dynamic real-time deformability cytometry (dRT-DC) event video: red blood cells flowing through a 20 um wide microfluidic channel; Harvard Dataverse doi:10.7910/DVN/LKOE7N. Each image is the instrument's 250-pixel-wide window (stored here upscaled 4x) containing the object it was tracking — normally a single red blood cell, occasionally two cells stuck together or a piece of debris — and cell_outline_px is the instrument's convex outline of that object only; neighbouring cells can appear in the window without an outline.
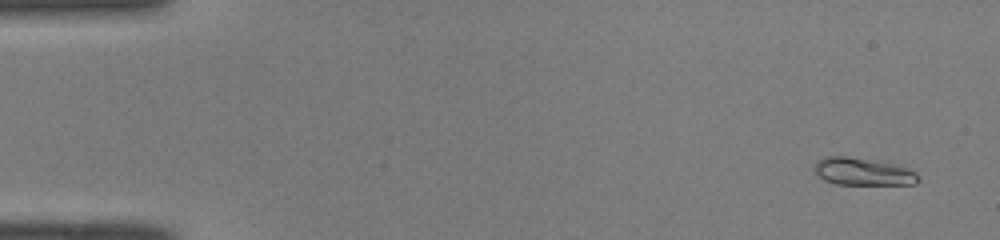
{"species": "common noctule bat (a hibernating species)", "species_latin": "Nyctalus noctula", "temperature_condition": "room temperature", "stored_images_in_passage": 50, "camera_frame_rate_fps": 3000, "um_per_image_px": 0.085, "animal": {"sex": "male", "body_mass_g": 19.0, "forearm_length_mm": 50.8}, "frame": {"image": 1, "passage_image": 3, "time_ms": 0.667, "image_size_px": [1000, 240], "cell_outline_px": [[920, 180], [916, 184], [836, 184], [824, 180], [816, 172], [816, 164], [824, 156], [848, 156], [896, 164], [908, 168], [916, 172], [920, 176]], "centroid_in_image_um": [73.42, 14.59], "position_along_channel_um": 11.6, "area_um2": 16.53}}
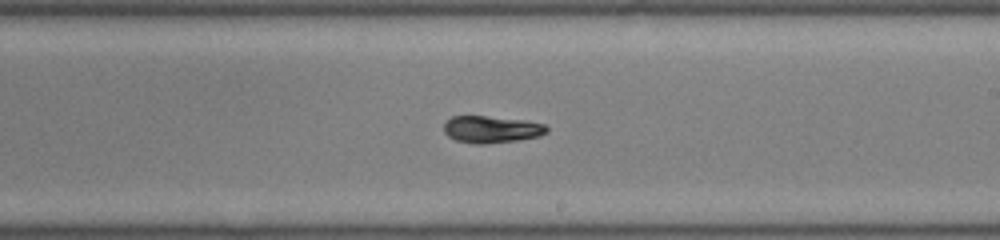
{"frame": {"image": 2, "passage_image": 30, "time_ms": 9.667, "image_size_px": [1000, 240], "cell_outline_px": [[548, 132], [540, 136], [516, 140], [484, 144], [476, 144], [456, 140], [448, 136], [444, 132], [444, 124], [452, 116], [484, 116], [520, 120], [544, 124], [548, 128]], "centroid_in_image_um": [41.76, 11.0], "position_along_channel_um": 247.2, "area_um2": 15.95}}
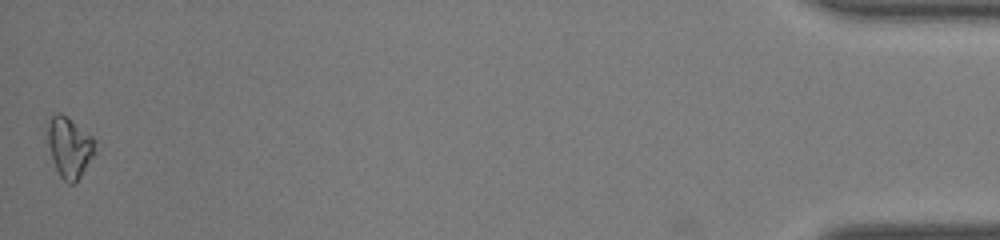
{"frame": {"image": 3, "passage_image": 50, "time_ms": 16.333, "image_size_px": [1000, 240], "cell_outline_px": [[96, 152], [80, 176], [72, 184], [68, 184], [60, 176], [52, 160], [48, 144], [48, 124], [52, 116], [56, 112], [60, 112], [92, 136], [96, 140]], "centroid_in_image_um": [5.91, 12.52], "position_along_channel_um": 429.3, "area_um2": 16.53}, "authors_computed_cell_mechanics": {"area_um2": 16.0684, "velocity_mm_per_s": 4.1021, "shape_relaxation_time_tau1_ms": 11.269, "shape_relaxation_time_tau2_ms": null, "deformation_change_tau1": 0.2676, "deformation_change_tau2": null}}